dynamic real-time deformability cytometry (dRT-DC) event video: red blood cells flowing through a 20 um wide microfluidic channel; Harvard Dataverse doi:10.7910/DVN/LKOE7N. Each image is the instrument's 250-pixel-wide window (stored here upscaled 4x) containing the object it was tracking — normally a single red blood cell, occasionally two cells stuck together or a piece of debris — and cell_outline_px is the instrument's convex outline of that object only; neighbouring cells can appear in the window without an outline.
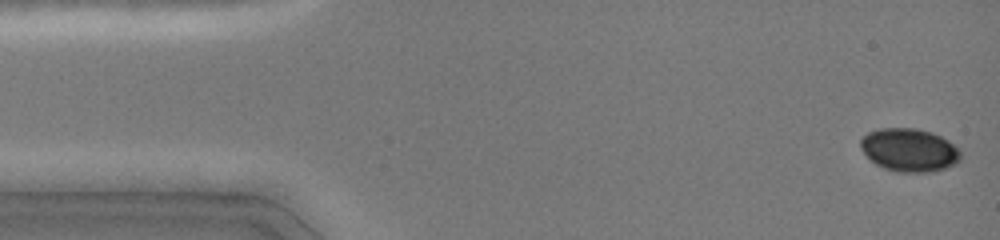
{"species": "common noctule bat (a hibernating species)", "species_latin": "Nyctalus noctula", "temperature_condition": "cold", "stored_images_in_passage": 40, "camera_frame_rate_fps": 3000, "um_per_image_px": 0.085, "animal": {"sex": "female", "body_mass_g": 19.0, "forearm_length_mm": 51.5}, "frame": {"image": 1, "passage_image": 1, "time_ms": 0.0, "image_size_px": [1000, 240], "cell_outline_px": [[960, 160], [956, 164], [932, 172], [896, 172], [884, 168], [876, 164], [860, 148], [860, 140], [868, 132], [880, 128], [916, 128], [932, 132], [948, 140], [960, 152]], "centroid_in_image_um": [77.28, 12.75], "position_along_channel_um": 7.7, "area_um2": 25.09}}
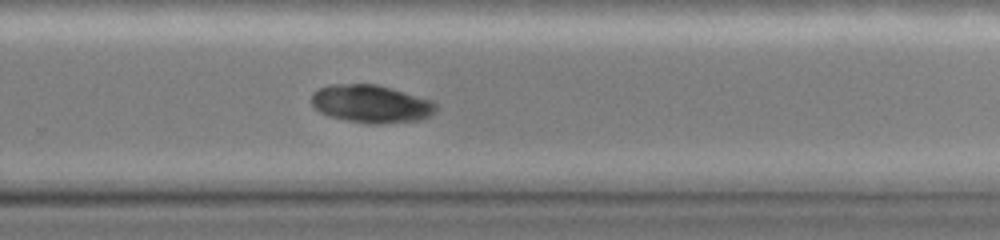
{"frame": {"image": 2, "passage_image": 31, "time_ms": 10.0, "image_size_px": [1000, 240], "cell_outline_px": [[436, 112], [432, 116], [420, 120], [376, 124], [372, 124], [348, 120], [328, 116], [320, 112], [312, 104], [312, 92], [320, 88], [332, 84], [376, 84], [432, 100], [436, 104]], "centroid_in_image_um": [31.56, 8.83], "position_along_channel_um": 298.2, "area_um2": 27.4}}
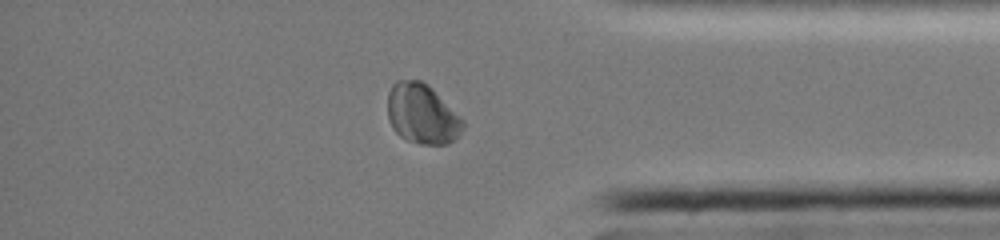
{"frame": {"image": 3, "passage_image": 39, "time_ms": 12.667, "image_size_px": [1000, 240], "cell_outline_px": [[464, 128], [448, 144], [420, 144], [408, 140], [400, 136], [392, 128], [388, 120], [388, 92], [392, 84], [396, 80], [420, 80], [428, 84], [464, 120]], "centroid_in_image_um": [35.85, 9.67], "position_along_channel_um": 399.3, "area_um2": 26.3}}